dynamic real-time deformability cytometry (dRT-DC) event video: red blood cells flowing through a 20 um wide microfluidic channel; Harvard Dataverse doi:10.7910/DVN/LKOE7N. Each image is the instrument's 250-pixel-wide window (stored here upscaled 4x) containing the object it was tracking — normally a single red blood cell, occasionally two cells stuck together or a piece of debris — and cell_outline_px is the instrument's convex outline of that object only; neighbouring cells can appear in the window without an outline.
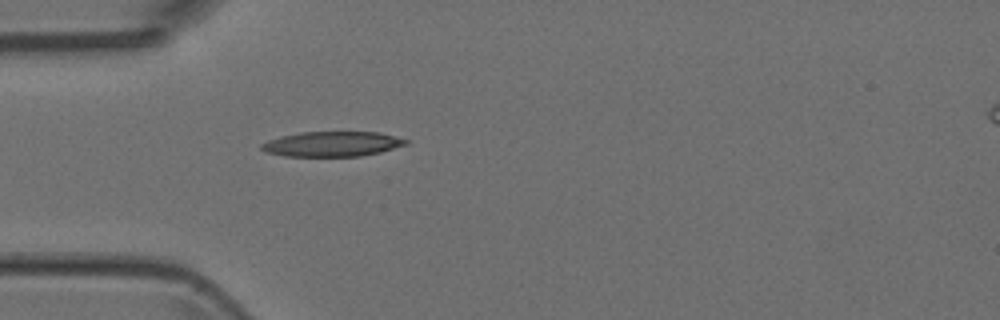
{"species": "Egyptian fruit bat (a non-hibernating species)", "species_latin": "Rousettus aegyptiacus", "temperature_condition": "room temperature", "stored_images_in_passage": 37, "camera_frame_rate_fps": 3000, "um_per_image_px": 0.085, "animal": {"sex": "female"}, "frame": {"image": 1, "passage_image": 1, "time_ms": 0.0, "image_size_px": [1000, 320], "cell_outline_px": [[408, 144], [380, 152], [360, 156], [284, 156], [264, 152], [260, 148], [260, 144], [268, 140], [280, 136], [300, 132], [380, 132], [408, 140]], "centroid_in_image_um": [28.2, 12.24], "position_along_channel_um": 56.8, "area_um2": 21.1}}
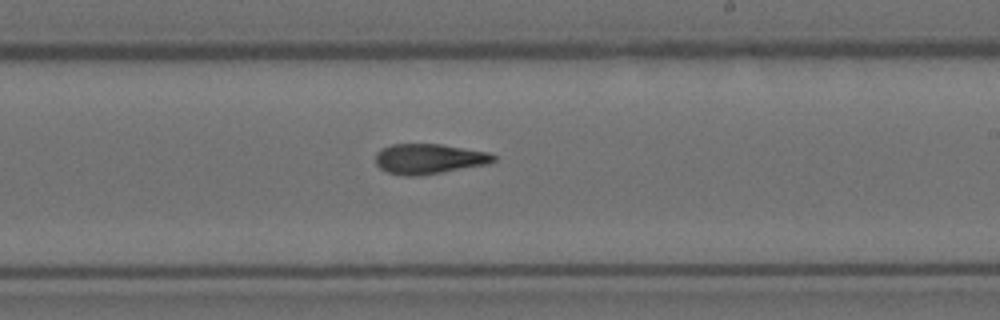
{"frame": {"image": 2, "passage_image": 16, "time_ms": 5.0, "image_size_px": [1000, 320], "cell_outline_px": [[496, 160], [488, 164], [420, 176], [404, 176], [388, 172], [380, 168], [376, 164], [376, 152], [380, 148], [392, 144], [440, 144], [488, 152], [496, 156]], "centroid_in_image_um": [36.45, 13.5], "position_along_channel_um": 252.6, "area_um2": 20.81}}
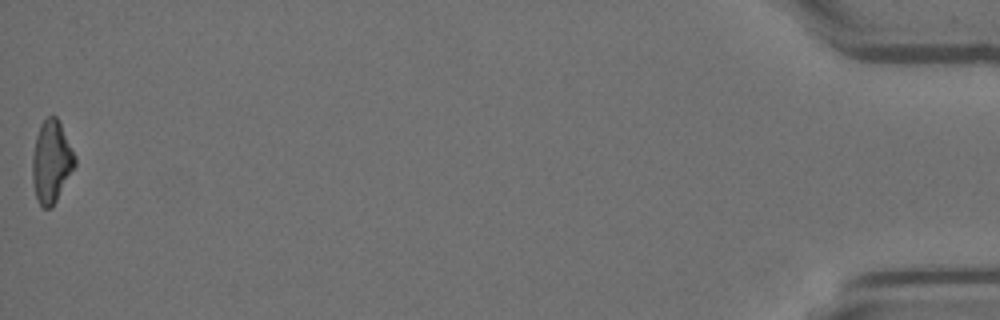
{"frame": {"image": 3, "passage_image": 37, "time_ms": 12.0, "image_size_px": [1000, 320], "cell_outline_px": [[76, 164], [52, 208], [44, 208], [40, 204], [36, 196], [32, 180], [32, 156], [36, 136], [40, 124], [48, 116], [56, 116], [76, 156]], "centroid_in_image_um": [4.36, 13.75], "position_along_channel_um": 430.8, "area_um2": 20.17}}